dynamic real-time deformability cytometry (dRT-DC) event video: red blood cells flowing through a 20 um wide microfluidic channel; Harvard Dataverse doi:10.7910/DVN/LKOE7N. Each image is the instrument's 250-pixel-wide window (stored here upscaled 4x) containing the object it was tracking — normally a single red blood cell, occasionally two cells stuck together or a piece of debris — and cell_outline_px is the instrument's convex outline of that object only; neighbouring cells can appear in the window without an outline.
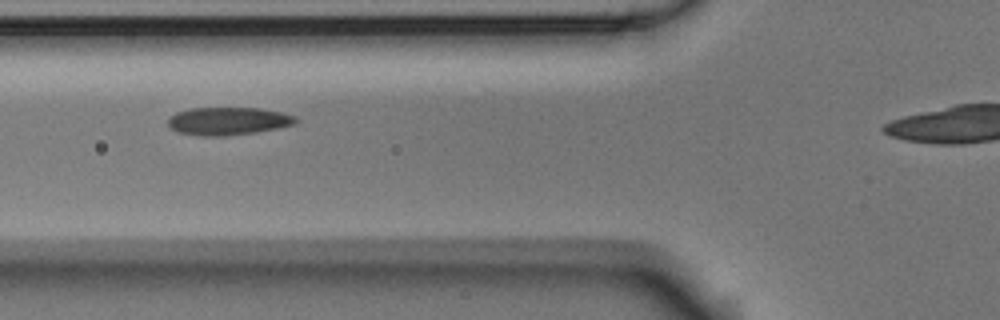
{"species": "Egyptian fruit bat (a non-hibernating species)", "species_latin": "Rousettus aegyptiacus", "temperature_condition": "room temperature", "stored_images_in_passage": 4, "camera_frame_rate_fps": 3000, "um_per_image_px": 0.085, "animal": {"sex": "male"}, "frame": {"image": 1, "passage_image": 3, "time_ms": 0.667, "image_size_px": [1000, 320], "cell_outline_px": [[300, 120], [296, 124], [256, 132], [220, 136], [204, 136], [180, 132], [172, 128], [168, 124], [168, 116], [176, 112], [192, 108], [260, 108], [280, 112], [296, 116]], "centroid_in_image_um": [19.41, 10.28], "position_along_channel_um": 106.4, "area_um2": 20.63}}
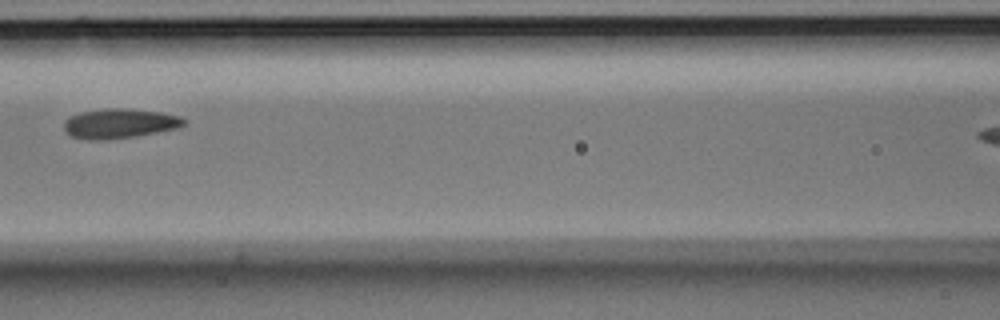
{"frame": {"image": 2, "passage_image": 4, "time_ms": 1.0, "image_size_px": [1000, 320], "cell_outline_px": [[188, 120], [180, 128], [136, 136], [100, 140], [88, 140], [72, 136], [64, 132], [64, 120], [68, 116], [80, 112], [104, 108], [128, 108], [160, 112], [180, 116]], "centroid_in_image_um": [10.15, 10.49], "position_along_channel_um": 156.4, "area_um2": 21.04}}